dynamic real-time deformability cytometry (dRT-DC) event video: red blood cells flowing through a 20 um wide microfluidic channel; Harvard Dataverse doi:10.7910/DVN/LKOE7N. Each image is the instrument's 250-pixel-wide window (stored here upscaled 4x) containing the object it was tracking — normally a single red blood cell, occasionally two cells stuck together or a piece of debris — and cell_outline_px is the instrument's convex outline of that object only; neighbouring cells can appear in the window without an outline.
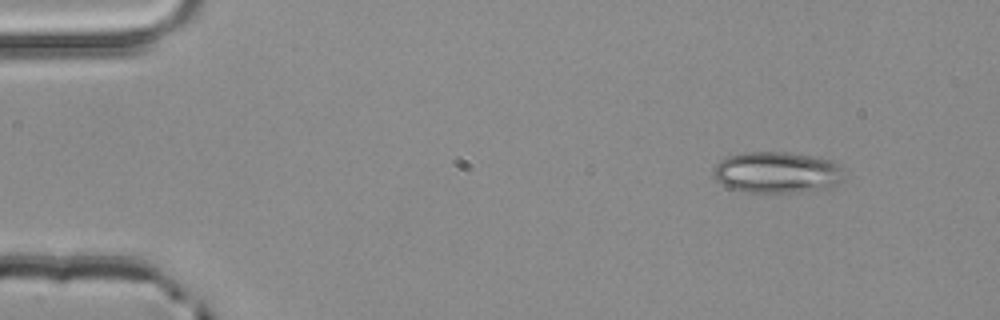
{"species": "common noctule bat (a hibernating species)", "species_latin": "Nyctalus noctula", "temperature_condition": "room temperature", "stored_images_in_passage": 3, "camera_frame_rate_fps": 3000, "um_per_image_px": 0.085, "animal": {"sex": "male", "body_mass_g": 20.4}, "frame": {"image": 1, "passage_image": 1, "time_ms": 0.0, "image_size_px": [1000, 320], "cell_outline_px": [[844, 180], [828, 188], [796, 192], [748, 192], [728, 188], [716, 180], [716, 164], [720, 160], [728, 156], [740, 152], [788, 152], [812, 156], [832, 160], [840, 164], [844, 176]], "centroid_in_image_um": [66.08, 14.65], "position_along_channel_um": 18.9, "area_um2": 31.5}}